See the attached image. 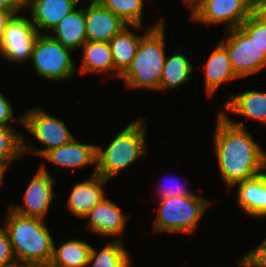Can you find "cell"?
<instances>
[{
    "label": "cell",
    "mask_w": 266,
    "mask_h": 267,
    "mask_svg": "<svg viewBox=\"0 0 266 267\" xmlns=\"http://www.w3.org/2000/svg\"><path fill=\"white\" fill-rule=\"evenodd\" d=\"M213 134L217 165L229 191L236 183L254 178L266 171V151L253 140L241 121L231 120L229 114L217 116Z\"/></svg>",
    "instance_id": "6da1fadb"
},
{
    "label": "cell",
    "mask_w": 266,
    "mask_h": 267,
    "mask_svg": "<svg viewBox=\"0 0 266 267\" xmlns=\"http://www.w3.org/2000/svg\"><path fill=\"white\" fill-rule=\"evenodd\" d=\"M164 26L159 21L141 37L135 57L119 77L128 89L158 91L166 58Z\"/></svg>",
    "instance_id": "7a4b0ae2"
},
{
    "label": "cell",
    "mask_w": 266,
    "mask_h": 267,
    "mask_svg": "<svg viewBox=\"0 0 266 267\" xmlns=\"http://www.w3.org/2000/svg\"><path fill=\"white\" fill-rule=\"evenodd\" d=\"M4 229L7 231L18 263L51 262L54 241L45 220L26 217L8 208Z\"/></svg>",
    "instance_id": "3957f363"
},
{
    "label": "cell",
    "mask_w": 266,
    "mask_h": 267,
    "mask_svg": "<svg viewBox=\"0 0 266 267\" xmlns=\"http://www.w3.org/2000/svg\"><path fill=\"white\" fill-rule=\"evenodd\" d=\"M146 128L143 118L133 120L120 131L107 147L96 146V174L110 180L146 156Z\"/></svg>",
    "instance_id": "277c9868"
},
{
    "label": "cell",
    "mask_w": 266,
    "mask_h": 267,
    "mask_svg": "<svg viewBox=\"0 0 266 267\" xmlns=\"http://www.w3.org/2000/svg\"><path fill=\"white\" fill-rule=\"evenodd\" d=\"M159 199L160 207L153 227L155 233H194L199 220L212 204L197 194Z\"/></svg>",
    "instance_id": "5b68a950"
},
{
    "label": "cell",
    "mask_w": 266,
    "mask_h": 267,
    "mask_svg": "<svg viewBox=\"0 0 266 267\" xmlns=\"http://www.w3.org/2000/svg\"><path fill=\"white\" fill-rule=\"evenodd\" d=\"M71 54V49L45 32L36 38L30 61L38 77L58 82L75 76L76 64Z\"/></svg>",
    "instance_id": "8992f818"
},
{
    "label": "cell",
    "mask_w": 266,
    "mask_h": 267,
    "mask_svg": "<svg viewBox=\"0 0 266 267\" xmlns=\"http://www.w3.org/2000/svg\"><path fill=\"white\" fill-rule=\"evenodd\" d=\"M22 125L33 135V138L45 146V148L29 146L24 138L22 139L23 156L28 151L42 158L47 152L75 138L62 120L52 117L39 106L35 109H27L26 113L22 114Z\"/></svg>",
    "instance_id": "52a82bcc"
},
{
    "label": "cell",
    "mask_w": 266,
    "mask_h": 267,
    "mask_svg": "<svg viewBox=\"0 0 266 267\" xmlns=\"http://www.w3.org/2000/svg\"><path fill=\"white\" fill-rule=\"evenodd\" d=\"M253 8L254 0H195L190 19L208 25L226 24L227 31L239 27Z\"/></svg>",
    "instance_id": "ba28073f"
},
{
    "label": "cell",
    "mask_w": 266,
    "mask_h": 267,
    "mask_svg": "<svg viewBox=\"0 0 266 267\" xmlns=\"http://www.w3.org/2000/svg\"><path fill=\"white\" fill-rule=\"evenodd\" d=\"M227 34L226 39L220 42L226 47L231 67L238 78H245L266 68L265 53L240 27L228 29Z\"/></svg>",
    "instance_id": "9c48e42d"
},
{
    "label": "cell",
    "mask_w": 266,
    "mask_h": 267,
    "mask_svg": "<svg viewBox=\"0 0 266 267\" xmlns=\"http://www.w3.org/2000/svg\"><path fill=\"white\" fill-rule=\"evenodd\" d=\"M38 35L29 17L14 15L0 40V56L15 64L30 61Z\"/></svg>",
    "instance_id": "30bf717a"
},
{
    "label": "cell",
    "mask_w": 266,
    "mask_h": 267,
    "mask_svg": "<svg viewBox=\"0 0 266 267\" xmlns=\"http://www.w3.org/2000/svg\"><path fill=\"white\" fill-rule=\"evenodd\" d=\"M55 180L42 164L28 184L23 197V205L10 208L26 217H35L45 220V216L57 195L54 192Z\"/></svg>",
    "instance_id": "8fae6325"
},
{
    "label": "cell",
    "mask_w": 266,
    "mask_h": 267,
    "mask_svg": "<svg viewBox=\"0 0 266 267\" xmlns=\"http://www.w3.org/2000/svg\"><path fill=\"white\" fill-rule=\"evenodd\" d=\"M126 217L117 204L105 197L83 219L89 220L87 227L92 233L121 240L120 235L126 227Z\"/></svg>",
    "instance_id": "7c38bea8"
},
{
    "label": "cell",
    "mask_w": 266,
    "mask_h": 267,
    "mask_svg": "<svg viewBox=\"0 0 266 267\" xmlns=\"http://www.w3.org/2000/svg\"><path fill=\"white\" fill-rule=\"evenodd\" d=\"M85 7L87 41L109 42L127 24L99 1H90Z\"/></svg>",
    "instance_id": "4fadbf2b"
},
{
    "label": "cell",
    "mask_w": 266,
    "mask_h": 267,
    "mask_svg": "<svg viewBox=\"0 0 266 267\" xmlns=\"http://www.w3.org/2000/svg\"><path fill=\"white\" fill-rule=\"evenodd\" d=\"M81 0H27L30 8V20L39 34L52 31L53 28L70 12Z\"/></svg>",
    "instance_id": "5bb4252c"
},
{
    "label": "cell",
    "mask_w": 266,
    "mask_h": 267,
    "mask_svg": "<svg viewBox=\"0 0 266 267\" xmlns=\"http://www.w3.org/2000/svg\"><path fill=\"white\" fill-rule=\"evenodd\" d=\"M96 146L74 138L70 142L47 152L42 158L56 166L80 169L94 164L92 175L96 174Z\"/></svg>",
    "instance_id": "9a60e30c"
},
{
    "label": "cell",
    "mask_w": 266,
    "mask_h": 267,
    "mask_svg": "<svg viewBox=\"0 0 266 267\" xmlns=\"http://www.w3.org/2000/svg\"><path fill=\"white\" fill-rule=\"evenodd\" d=\"M108 181L94 174L89 179L76 183L67 200L69 213L83 219L96 204L106 197L103 187Z\"/></svg>",
    "instance_id": "2e32d148"
},
{
    "label": "cell",
    "mask_w": 266,
    "mask_h": 267,
    "mask_svg": "<svg viewBox=\"0 0 266 267\" xmlns=\"http://www.w3.org/2000/svg\"><path fill=\"white\" fill-rule=\"evenodd\" d=\"M237 203L247 216L266 218V171L260 175L236 183Z\"/></svg>",
    "instance_id": "e0dca14e"
},
{
    "label": "cell",
    "mask_w": 266,
    "mask_h": 267,
    "mask_svg": "<svg viewBox=\"0 0 266 267\" xmlns=\"http://www.w3.org/2000/svg\"><path fill=\"white\" fill-rule=\"evenodd\" d=\"M205 92L212 97L225 82L238 79L235 75L226 47L219 41L204 64Z\"/></svg>",
    "instance_id": "ac0fdd59"
},
{
    "label": "cell",
    "mask_w": 266,
    "mask_h": 267,
    "mask_svg": "<svg viewBox=\"0 0 266 267\" xmlns=\"http://www.w3.org/2000/svg\"><path fill=\"white\" fill-rule=\"evenodd\" d=\"M222 108L223 110L220 111L222 114H236L266 126V92L254 89L232 95L222 104Z\"/></svg>",
    "instance_id": "d6986e66"
},
{
    "label": "cell",
    "mask_w": 266,
    "mask_h": 267,
    "mask_svg": "<svg viewBox=\"0 0 266 267\" xmlns=\"http://www.w3.org/2000/svg\"><path fill=\"white\" fill-rule=\"evenodd\" d=\"M53 34V35H52ZM49 35L72 51L80 49L87 41L85 7L74 9L66 15Z\"/></svg>",
    "instance_id": "ffe728a7"
},
{
    "label": "cell",
    "mask_w": 266,
    "mask_h": 267,
    "mask_svg": "<svg viewBox=\"0 0 266 267\" xmlns=\"http://www.w3.org/2000/svg\"><path fill=\"white\" fill-rule=\"evenodd\" d=\"M80 49L83 50L80 74L113 73L114 76V62L108 42L86 41Z\"/></svg>",
    "instance_id": "44dd1931"
},
{
    "label": "cell",
    "mask_w": 266,
    "mask_h": 267,
    "mask_svg": "<svg viewBox=\"0 0 266 267\" xmlns=\"http://www.w3.org/2000/svg\"><path fill=\"white\" fill-rule=\"evenodd\" d=\"M142 36L133 32L127 25L108 42L114 62V77L119 78L130 65Z\"/></svg>",
    "instance_id": "7402d4cb"
},
{
    "label": "cell",
    "mask_w": 266,
    "mask_h": 267,
    "mask_svg": "<svg viewBox=\"0 0 266 267\" xmlns=\"http://www.w3.org/2000/svg\"><path fill=\"white\" fill-rule=\"evenodd\" d=\"M193 65L181 51L167 56L164 61L161 81L158 90H173L187 83L192 78Z\"/></svg>",
    "instance_id": "603a6c76"
},
{
    "label": "cell",
    "mask_w": 266,
    "mask_h": 267,
    "mask_svg": "<svg viewBox=\"0 0 266 267\" xmlns=\"http://www.w3.org/2000/svg\"><path fill=\"white\" fill-rule=\"evenodd\" d=\"M92 245L79 239H70L59 248L54 244L51 262L57 267H87Z\"/></svg>",
    "instance_id": "cb8c5ba5"
},
{
    "label": "cell",
    "mask_w": 266,
    "mask_h": 267,
    "mask_svg": "<svg viewBox=\"0 0 266 267\" xmlns=\"http://www.w3.org/2000/svg\"><path fill=\"white\" fill-rule=\"evenodd\" d=\"M128 251L123 246L122 240L110 239L99 251L91 248L87 267H131Z\"/></svg>",
    "instance_id": "d4e9b609"
},
{
    "label": "cell",
    "mask_w": 266,
    "mask_h": 267,
    "mask_svg": "<svg viewBox=\"0 0 266 267\" xmlns=\"http://www.w3.org/2000/svg\"><path fill=\"white\" fill-rule=\"evenodd\" d=\"M99 2L132 29H141L145 9L144 0H99Z\"/></svg>",
    "instance_id": "484cf974"
},
{
    "label": "cell",
    "mask_w": 266,
    "mask_h": 267,
    "mask_svg": "<svg viewBox=\"0 0 266 267\" xmlns=\"http://www.w3.org/2000/svg\"><path fill=\"white\" fill-rule=\"evenodd\" d=\"M22 136L14 126H0V159H3L9 166L16 160H21Z\"/></svg>",
    "instance_id": "4316f807"
},
{
    "label": "cell",
    "mask_w": 266,
    "mask_h": 267,
    "mask_svg": "<svg viewBox=\"0 0 266 267\" xmlns=\"http://www.w3.org/2000/svg\"><path fill=\"white\" fill-rule=\"evenodd\" d=\"M239 27L266 55V21L253 11Z\"/></svg>",
    "instance_id": "83f0119b"
},
{
    "label": "cell",
    "mask_w": 266,
    "mask_h": 267,
    "mask_svg": "<svg viewBox=\"0 0 266 267\" xmlns=\"http://www.w3.org/2000/svg\"><path fill=\"white\" fill-rule=\"evenodd\" d=\"M238 267H266V238L237 261Z\"/></svg>",
    "instance_id": "f1b7e54d"
},
{
    "label": "cell",
    "mask_w": 266,
    "mask_h": 267,
    "mask_svg": "<svg viewBox=\"0 0 266 267\" xmlns=\"http://www.w3.org/2000/svg\"><path fill=\"white\" fill-rule=\"evenodd\" d=\"M176 180V179H175ZM166 181L164 184L162 183V186H159V188H157L158 190L156 191L159 195V198H163V197H168V196H191L194 195L193 192H191L190 190L186 189L184 187V185L181 184V182L179 183L178 180H176V182L172 179H168L167 180H163ZM170 181V182H169Z\"/></svg>",
    "instance_id": "f546056e"
},
{
    "label": "cell",
    "mask_w": 266,
    "mask_h": 267,
    "mask_svg": "<svg viewBox=\"0 0 266 267\" xmlns=\"http://www.w3.org/2000/svg\"><path fill=\"white\" fill-rule=\"evenodd\" d=\"M17 263L9 236L4 227H0V266Z\"/></svg>",
    "instance_id": "4dcf8cb0"
},
{
    "label": "cell",
    "mask_w": 266,
    "mask_h": 267,
    "mask_svg": "<svg viewBox=\"0 0 266 267\" xmlns=\"http://www.w3.org/2000/svg\"><path fill=\"white\" fill-rule=\"evenodd\" d=\"M10 121L22 124V115L14 117L12 104L0 92V126H13Z\"/></svg>",
    "instance_id": "1f68e13d"
},
{
    "label": "cell",
    "mask_w": 266,
    "mask_h": 267,
    "mask_svg": "<svg viewBox=\"0 0 266 267\" xmlns=\"http://www.w3.org/2000/svg\"><path fill=\"white\" fill-rule=\"evenodd\" d=\"M0 8L12 12L14 15H20V12L23 13V10L27 8V0H0Z\"/></svg>",
    "instance_id": "d6a6232c"
},
{
    "label": "cell",
    "mask_w": 266,
    "mask_h": 267,
    "mask_svg": "<svg viewBox=\"0 0 266 267\" xmlns=\"http://www.w3.org/2000/svg\"><path fill=\"white\" fill-rule=\"evenodd\" d=\"M13 16L14 14L12 12L0 8V40L3 37L7 23L11 20Z\"/></svg>",
    "instance_id": "836d02e7"
},
{
    "label": "cell",
    "mask_w": 266,
    "mask_h": 267,
    "mask_svg": "<svg viewBox=\"0 0 266 267\" xmlns=\"http://www.w3.org/2000/svg\"><path fill=\"white\" fill-rule=\"evenodd\" d=\"M253 11L266 21V0H254Z\"/></svg>",
    "instance_id": "e575fe53"
},
{
    "label": "cell",
    "mask_w": 266,
    "mask_h": 267,
    "mask_svg": "<svg viewBox=\"0 0 266 267\" xmlns=\"http://www.w3.org/2000/svg\"><path fill=\"white\" fill-rule=\"evenodd\" d=\"M8 166L9 165L3 159H0V186H2L4 182V176L7 168H9Z\"/></svg>",
    "instance_id": "d590c367"
},
{
    "label": "cell",
    "mask_w": 266,
    "mask_h": 267,
    "mask_svg": "<svg viewBox=\"0 0 266 267\" xmlns=\"http://www.w3.org/2000/svg\"><path fill=\"white\" fill-rule=\"evenodd\" d=\"M23 267H57L52 262H40V263H29L23 265Z\"/></svg>",
    "instance_id": "8d00e7d4"
},
{
    "label": "cell",
    "mask_w": 266,
    "mask_h": 267,
    "mask_svg": "<svg viewBox=\"0 0 266 267\" xmlns=\"http://www.w3.org/2000/svg\"><path fill=\"white\" fill-rule=\"evenodd\" d=\"M181 1L185 3L188 8L191 7L195 3V0H181Z\"/></svg>",
    "instance_id": "74e56055"
},
{
    "label": "cell",
    "mask_w": 266,
    "mask_h": 267,
    "mask_svg": "<svg viewBox=\"0 0 266 267\" xmlns=\"http://www.w3.org/2000/svg\"><path fill=\"white\" fill-rule=\"evenodd\" d=\"M0 267H23V264H20L17 262V263H13L7 266H0Z\"/></svg>",
    "instance_id": "f35d334b"
}]
</instances>
